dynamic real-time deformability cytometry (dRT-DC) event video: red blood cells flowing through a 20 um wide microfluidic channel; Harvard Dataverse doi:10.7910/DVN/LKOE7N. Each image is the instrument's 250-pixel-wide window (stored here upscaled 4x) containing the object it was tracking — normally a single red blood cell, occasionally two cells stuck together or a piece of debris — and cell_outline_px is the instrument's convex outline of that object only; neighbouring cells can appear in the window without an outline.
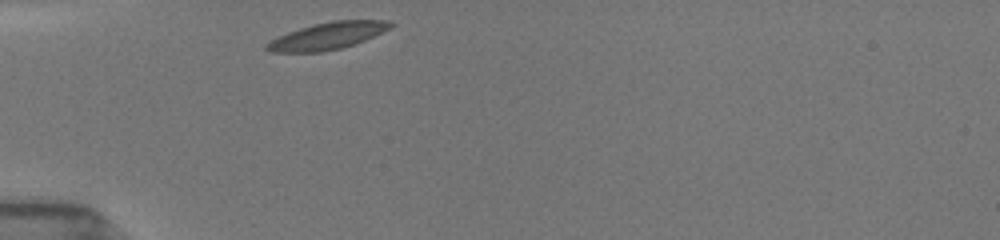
{"species": "common noctule bat (a hibernating species)", "species_latin": "Nyctalus noctula", "temperature_condition": "room temperature", "stored_images_in_passage": 50, "camera_frame_rate_fps": 3000, "um_per_image_px": 0.085, "animal": {"sex": "female", "body_mass_g": 19.5, "forearm_length_mm": 54.1}, "frame": {"image": 1, "passage_image": 1, "time_ms": 0.0, "image_size_px": [1000, 240], "cell_outline_px": [[396, 24], [364, 40], [340, 48], [320, 52], [272, 52], [264, 48], [264, 44], [288, 32], [312, 24], [332, 20], [388, 20]], "centroid_in_image_um": [27.81, 3.04], "position_along_channel_um": 57.2, "area_um2": 19.19}}
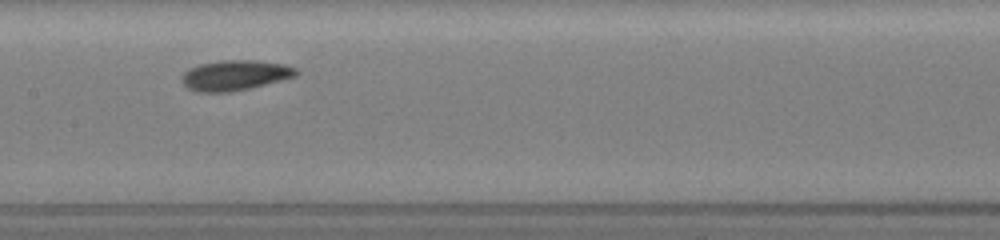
{"frame": {"image": 2, "passage_image": 15, "time_ms": 3.667, "image_size_px": [1000, 240], "cell_outline_px": [[300, 72], [296, 76], [232, 92], [196, 92], [188, 88], [180, 80], [184, 72], [188, 68], [200, 64], [220, 60], [252, 60], [284, 64], [296, 68]], "centroid_in_image_um": [19.94, 6.39], "position_along_channel_um": 187.5, "area_um2": 20.11}}
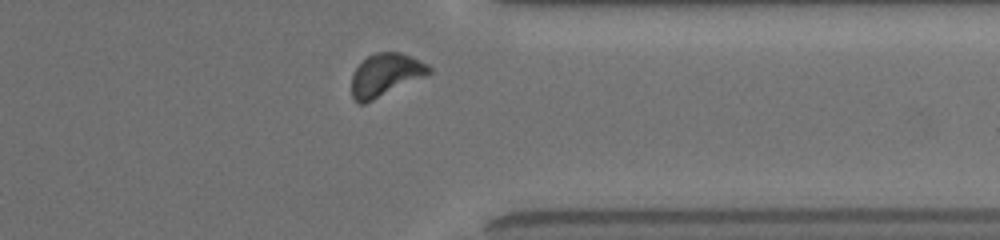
{"frame": {"image": 3, "passage_image": 43, "time_ms": 8.667, "image_size_px": [1000, 240], "cell_outline_px": [[432, 72], [364, 104], [360, 104], [352, 96], [352, 76], [356, 68], [368, 56], [376, 52], [400, 52], [428, 64], [432, 68]], "centroid_in_image_um": [32.76, 6.35], "position_along_channel_um": 378.6, "area_um2": 18.79}, "authors_computed_cell_mechanics": {"area_um2": 19.2185, "velocity_mm_per_s": 3.8753, "shape_relaxation_time_tau1_ms": 2.4709, "shape_relaxation_time_tau2_ms": 3.5947, "deformation_change_tau1": 0.0969, "deformation_change_tau2": 0.095}}